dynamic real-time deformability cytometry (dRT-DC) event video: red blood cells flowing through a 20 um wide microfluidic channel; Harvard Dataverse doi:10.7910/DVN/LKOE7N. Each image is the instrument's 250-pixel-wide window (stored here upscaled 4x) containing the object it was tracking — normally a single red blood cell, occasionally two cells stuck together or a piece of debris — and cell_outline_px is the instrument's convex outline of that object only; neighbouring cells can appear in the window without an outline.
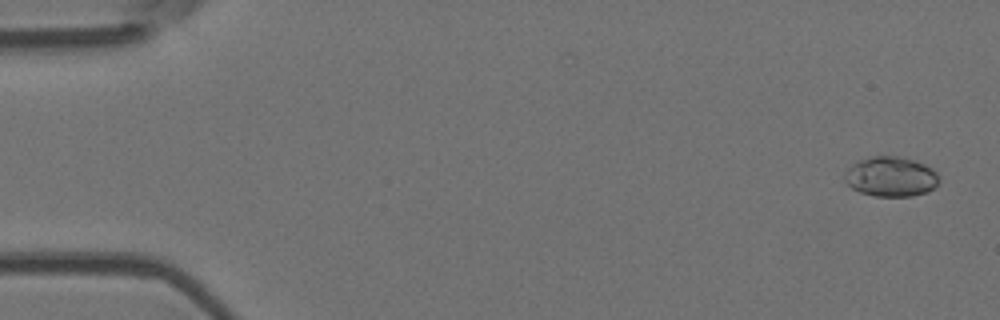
{"species": "Egyptian fruit bat (a non-hibernating species)", "species_latin": "Rousettus aegyptiacus", "temperature_condition": "room temperature", "stored_images_in_passage": 6, "camera_frame_rate_fps": 3000, "um_per_image_px": 0.085, "animal": {"sex": "female"}, "frame": {"image": 1, "passage_image": 1, "time_ms": 0.0, "image_size_px": [1000, 320], "cell_outline_px": [[940, 180], [932, 188], [924, 192], [912, 196], [876, 196], [860, 192], [852, 188], [844, 180], [844, 176], [848, 168], [856, 160], [872, 156], [900, 156], [916, 160], [932, 168], [936, 172]], "centroid_in_image_um": [75.7, 14.99], "position_along_channel_um": 9.3, "area_um2": 21.96}}
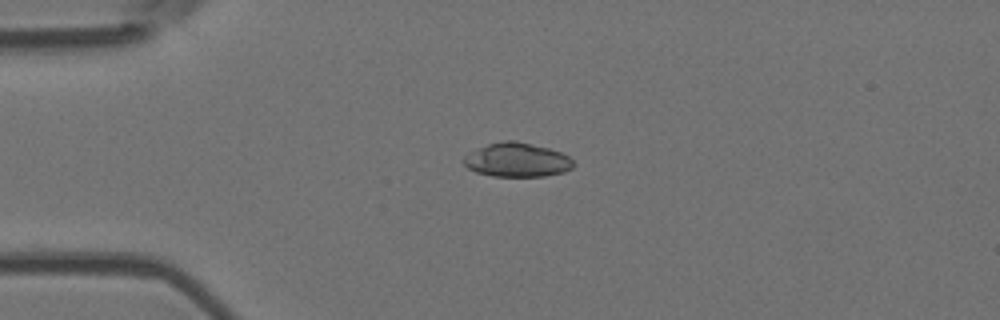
{"frame": {"image": 2, "passage_image": 4, "time_ms": 3.667, "image_size_px": [1000, 320], "cell_outline_px": [[572, 168], [564, 172], [544, 176], [492, 176], [476, 172], [468, 168], [460, 160], [468, 152], [476, 148], [488, 144], [504, 140], [516, 140], [548, 148], [560, 152], [568, 156], [572, 160]], "centroid_in_image_um": [43.89, 13.59], "position_along_channel_um": 41.1, "area_um2": 21.85}}
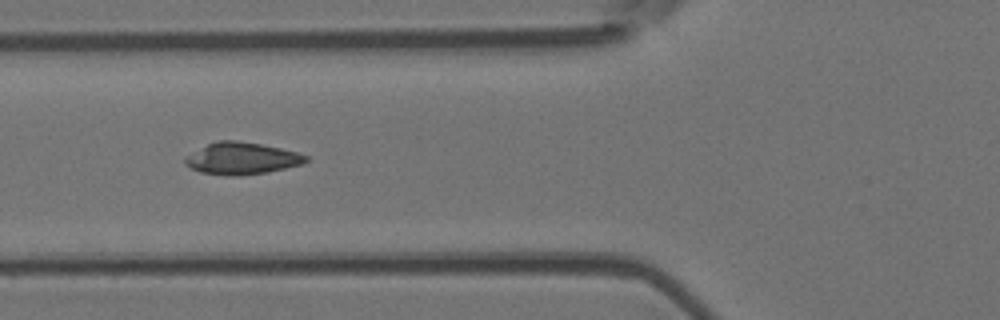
{"frame": {"image": 3, "passage_image": 6, "time_ms": 6.0, "image_size_px": [1000, 320], "cell_outline_px": [[308, 160], [304, 164], [268, 172], [236, 176], [228, 176], [200, 172], [184, 164], [184, 156], [208, 144], [220, 140], [236, 140], [260, 144], [280, 148], [296, 152], [308, 156]], "centroid_in_image_um": [20.54, 13.47], "position_along_channel_um": 105.3, "area_um2": 22.48}}